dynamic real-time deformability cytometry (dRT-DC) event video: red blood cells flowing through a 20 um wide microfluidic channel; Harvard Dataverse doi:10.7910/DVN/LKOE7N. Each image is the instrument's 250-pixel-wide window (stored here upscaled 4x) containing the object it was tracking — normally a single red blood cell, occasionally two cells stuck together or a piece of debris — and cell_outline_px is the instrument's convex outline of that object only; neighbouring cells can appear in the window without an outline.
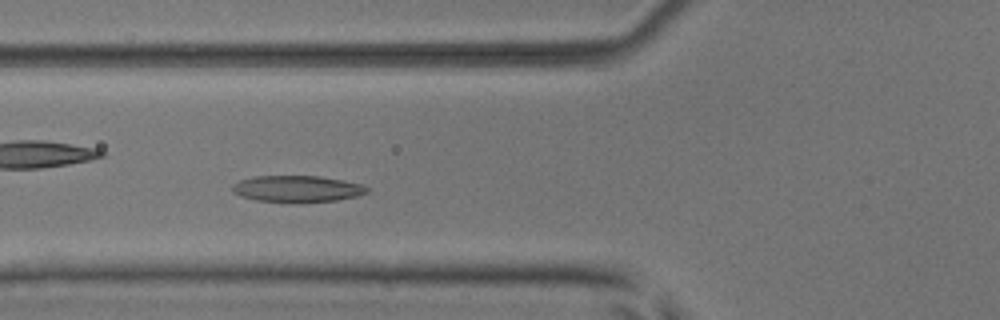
{"species": "common noctule bat (a hibernating species)", "species_latin": "Nyctalus noctula", "temperature_condition": "room temperature", "stored_images_in_passage": 6, "camera_frame_rate_fps": 3000, "um_per_image_px": 0.085, "animal": {"sex": "male", "body_mass_g": 17.9, "forearm_length_mm": 54.2}, "frame": {"image": 1, "passage_image": 3, "time_ms": 0.667, "image_size_px": [1000, 320], "cell_outline_px": [[368, 192], [356, 196], [336, 200], [292, 204], [256, 200], [240, 196], [232, 192], [232, 184], [240, 180], [256, 176], [320, 176], [344, 180], [360, 184], [368, 188]], "centroid_in_image_um": [25.22, 16.07], "position_along_channel_um": 100.6, "area_um2": 21.15}}